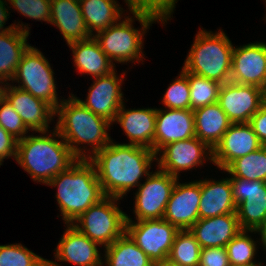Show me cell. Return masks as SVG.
I'll return each instance as SVG.
<instances>
[{
    "mask_svg": "<svg viewBox=\"0 0 266 266\" xmlns=\"http://www.w3.org/2000/svg\"><path fill=\"white\" fill-rule=\"evenodd\" d=\"M96 169L105 196L119 198L139 186L148 176L156 154L139 145L115 143L113 140L89 158Z\"/></svg>",
    "mask_w": 266,
    "mask_h": 266,
    "instance_id": "cell-1",
    "label": "cell"
},
{
    "mask_svg": "<svg viewBox=\"0 0 266 266\" xmlns=\"http://www.w3.org/2000/svg\"><path fill=\"white\" fill-rule=\"evenodd\" d=\"M172 10L157 3H140L138 2L131 10L132 17L124 16L125 19L120 20L107 29L97 32L94 38L98 41L101 50L108 58L117 63L140 62L144 59L142 49L144 46L143 36L146 30L150 29L153 22L162 24L167 23L173 14ZM140 22L142 28L133 27V19Z\"/></svg>",
    "mask_w": 266,
    "mask_h": 266,
    "instance_id": "cell-2",
    "label": "cell"
},
{
    "mask_svg": "<svg viewBox=\"0 0 266 266\" xmlns=\"http://www.w3.org/2000/svg\"><path fill=\"white\" fill-rule=\"evenodd\" d=\"M68 98L63 99L56 109L58 120L55 128L78 159H89L112 141L108 131L113 124L83 106L73 94ZM83 144L92 149L87 146L81 148ZM85 149L90 154L86 155Z\"/></svg>",
    "mask_w": 266,
    "mask_h": 266,
    "instance_id": "cell-3",
    "label": "cell"
},
{
    "mask_svg": "<svg viewBox=\"0 0 266 266\" xmlns=\"http://www.w3.org/2000/svg\"><path fill=\"white\" fill-rule=\"evenodd\" d=\"M26 135L18 140L15 160L35 182L48 184L60 172L68 169L78 158L72 153L56 128L53 133ZM58 139H56V138ZM61 141H60V140Z\"/></svg>",
    "mask_w": 266,
    "mask_h": 266,
    "instance_id": "cell-4",
    "label": "cell"
},
{
    "mask_svg": "<svg viewBox=\"0 0 266 266\" xmlns=\"http://www.w3.org/2000/svg\"><path fill=\"white\" fill-rule=\"evenodd\" d=\"M47 185L57 188L55 197L65 224H72L90 206L106 197L89 159H78Z\"/></svg>",
    "mask_w": 266,
    "mask_h": 266,
    "instance_id": "cell-5",
    "label": "cell"
},
{
    "mask_svg": "<svg viewBox=\"0 0 266 266\" xmlns=\"http://www.w3.org/2000/svg\"><path fill=\"white\" fill-rule=\"evenodd\" d=\"M233 47L223 31L199 30L182 70L224 84L230 81Z\"/></svg>",
    "mask_w": 266,
    "mask_h": 266,
    "instance_id": "cell-6",
    "label": "cell"
},
{
    "mask_svg": "<svg viewBox=\"0 0 266 266\" xmlns=\"http://www.w3.org/2000/svg\"><path fill=\"white\" fill-rule=\"evenodd\" d=\"M118 200L106 196L90 206L72 225L100 246H110L125 233L127 214L119 208Z\"/></svg>",
    "mask_w": 266,
    "mask_h": 266,
    "instance_id": "cell-7",
    "label": "cell"
},
{
    "mask_svg": "<svg viewBox=\"0 0 266 266\" xmlns=\"http://www.w3.org/2000/svg\"><path fill=\"white\" fill-rule=\"evenodd\" d=\"M53 71L42 52L34 46H29L22 55L11 81L20 83L16 87L45 101L56 110L63 99H58Z\"/></svg>",
    "mask_w": 266,
    "mask_h": 266,
    "instance_id": "cell-8",
    "label": "cell"
},
{
    "mask_svg": "<svg viewBox=\"0 0 266 266\" xmlns=\"http://www.w3.org/2000/svg\"><path fill=\"white\" fill-rule=\"evenodd\" d=\"M178 231L164 219L134 222L126 215L125 233L153 262L168 259Z\"/></svg>",
    "mask_w": 266,
    "mask_h": 266,
    "instance_id": "cell-9",
    "label": "cell"
},
{
    "mask_svg": "<svg viewBox=\"0 0 266 266\" xmlns=\"http://www.w3.org/2000/svg\"><path fill=\"white\" fill-rule=\"evenodd\" d=\"M179 178L160 169L151 172L135 192L136 221L163 219L172 190Z\"/></svg>",
    "mask_w": 266,
    "mask_h": 266,
    "instance_id": "cell-10",
    "label": "cell"
},
{
    "mask_svg": "<svg viewBox=\"0 0 266 266\" xmlns=\"http://www.w3.org/2000/svg\"><path fill=\"white\" fill-rule=\"evenodd\" d=\"M241 229L258 230L266 218V182L230 177Z\"/></svg>",
    "mask_w": 266,
    "mask_h": 266,
    "instance_id": "cell-11",
    "label": "cell"
},
{
    "mask_svg": "<svg viewBox=\"0 0 266 266\" xmlns=\"http://www.w3.org/2000/svg\"><path fill=\"white\" fill-rule=\"evenodd\" d=\"M204 159L213 162V150L195 136L167 144L157 152L155 162H158V169L180 178L182 170L202 166Z\"/></svg>",
    "mask_w": 266,
    "mask_h": 266,
    "instance_id": "cell-12",
    "label": "cell"
},
{
    "mask_svg": "<svg viewBox=\"0 0 266 266\" xmlns=\"http://www.w3.org/2000/svg\"><path fill=\"white\" fill-rule=\"evenodd\" d=\"M264 102L262 88L230 81L221 84L217 101L231 123H249Z\"/></svg>",
    "mask_w": 266,
    "mask_h": 266,
    "instance_id": "cell-13",
    "label": "cell"
},
{
    "mask_svg": "<svg viewBox=\"0 0 266 266\" xmlns=\"http://www.w3.org/2000/svg\"><path fill=\"white\" fill-rule=\"evenodd\" d=\"M230 82L266 89V43L233 47Z\"/></svg>",
    "mask_w": 266,
    "mask_h": 266,
    "instance_id": "cell-14",
    "label": "cell"
},
{
    "mask_svg": "<svg viewBox=\"0 0 266 266\" xmlns=\"http://www.w3.org/2000/svg\"><path fill=\"white\" fill-rule=\"evenodd\" d=\"M124 76L125 72L121 76H117L114 70L108 75L94 79L93 84L88 89L85 100L74 97L94 114L104 117L113 123L116 114L124 103L121 90Z\"/></svg>",
    "mask_w": 266,
    "mask_h": 266,
    "instance_id": "cell-15",
    "label": "cell"
},
{
    "mask_svg": "<svg viewBox=\"0 0 266 266\" xmlns=\"http://www.w3.org/2000/svg\"><path fill=\"white\" fill-rule=\"evenodd\" d=\"M61 239L55 249V262L47 260L48 266H61L57 261L72 263L76 266H103L100 245L81 233L72 224H66Z\"/></svg>",
    "mask_w": 266,
    "mask_h": 266,
    "instance_id": "cell-16",
    "label": "cell"
},
{
    "mask_svg": "<svg viewBox=\"0 0 266 266\" xmlns=\"http://www.w3.org/2000/svg\"><path fill=\"white\" fill-rule=\"evenodd\" d=\"M200 197V180L182 184L177 180L163 219L178 230H189L199 220Z\"/></svg>",
    "mask_w": 266,
    "mask_h": 266,
    "instance_id": "cell-17",
    "label": "cell"
},
{
    "mask_svg": "<svg viewBox=\"0 0 266 266\" xmlns=\"http://www.w3.org/2000/svg\"><path fill=\"white\" fill-rule=\"evenodd\" d=\"M3 96L30 131H49V124L56 115V110L51 105L10 83L5 84Z\"/></svg>",
    "mask_w": 266,
    "mask_h": 266,
    "instance_id": "cell-18",
    "label": "cell"
},
{
    "mask_svg": "<svg viewBox=\"0 0 266 266\" xmlns=\"http://www.w3.org/2000/svg\"><path fill=\"white\" fill-rule=\"evenodd\" d=\"M263 145L249 123H232L213 149V164L224 170L232 161Z\"/></svg>",
    "mask_w": 266,
    "mask_h": 266,
    "instance_id": "cell-19",
    "label": "cell"
},
{
    "mask_svg": "<svg viewBox=\"0 0 266 266\" xmlns=\"http://www.w3.org/2000/svg\"><path fill=\"white\" fill-rule=\"evenodd\" d=\"M195 137L194 112L191 109H157L154 147L157 152L169 143Z\"/></svg>",
    "mask_w": 266,
    "mask_h": 266,
    "instance_id": "cell-20",
    "label": "cell"
},
{
    "mask_svg": "<svg viewBox=\"0 0 266 266\" xmlns=\"http://www.w3.org/2000/svg\"><path fill=\"white\" fill-rule=\"evenodd\" d=\"M157 108L125 109L120 107L113 122L120 124L129 138L130 145H139L152 149L156 128Z\"/></svg>",
    "mask_w": 266,
    "mask_h": 266,
    "instance_id": "cell-21",
    "label": "cell"
},
{
    "mask_svg": "<svg viewBox=\"0 0 266 266\" xmlns=\"http://www.w3.org/2000/svg\"><path fill=\"white\" fill-rule=\"evenodd\" d=\"M201 248L225 247L240 231L237 212L199 219L190 229Z\"/></svg>",
    "mask_w": 266,
    "mask_h": 266,
    "instance_id": "cell-22",
    "label": "cell"
},
{
    "mask_svg": "<svg viewBox=\"0 0 266 266\" xmlns=\"http://www.w3.org/2000/svg\"><path fill=\"white\" fill-rule=\"evenodd\" d=\"M49 23L59 29L67 45L92 37L77 0H51Z\"/></svg>",
    "mask_w": 266,
    "mask_h": 266,
    "instance_id": "cell-23",
    "label": "cell"
},
{
    "mask_svg": "<svg viewBox=\"0 0 266 266\" xmlns=\"http://www.w3.org/2000/svg\"><path fill=\"white\" fill-rule=\"evenodd\" d=\"M199 219L212 218L237 211L230 178L200 180Z\"/></svg>",
    "mask_w": 266,
    "mask_h": 266,
    "instance_id": "cell-24",
    "label": "cell"
},
{
    "mask_svg": "<svg viewBox=\"0 0 266 266\" xmlns=\"http://www.w3.org/2000/svg\"><path fill=\"white\" fill-rule=\"evenodd\" d=\"M73 52V61L80 74L98 78L115 70V63L101 50L94 36L83 41L68 44Z\"/></svg>",
    "mask_w": 266,
    "mask_h": 266,
    "instance_id": "cell-25",
    "label": "cell"
},
{
    "mask_svg": "<svg viewBox=\"0 0 266 266\" xmlns=\"http://www.w3.org/2000/svg\"><path fill=\"white\" fill-rule=\"evenodd\" d=\"M193 112L195 136L213 150L232 123L217 102L196 108Z\"/></svg>",
    "mask_w": 266,
    "mask_h": 266,
    "instance_id": "cell-26",
    "label": "cell"
},
{
    "mask_svg": "<svg viewBox=\"0 0 266 266\" xmlns=\"http://www.w3.org/2000/svg\"><path fill=\"white\" fill-rule=\"evenodd\" d=\"M28 36L18 28L0 33V80L6 84L13 79L22 55L30 46Z\"/></svg>",
    "mask_w": 266,
    "mask_h": 266,
    "instance_id": "cell-27",
    "label": "cell"
},
{
    "mask_svg": "<svg viewBox=\"0 0 266 266\" xmlns=\"http://www.w3.org/2000/svg\"><path fill=\"white\" fill-rule=\"evenodd\" d=\"M79 3L86 27L92 36L94 32L96 34L119 22L125 11L116 0H80Z\"/></svg>",
    "mask_w": 266,
    "mask_h": 266,
    "instance_id": "cell-28",
    "label": "cell"
},
{
    "mask_svg": "<svg viewBox=\"0 0 266 266\" xmlns=\"http://www.w3.org/2000/svg\"><path fill=\"white\" fill-rule=\"evenodd\" d=\"M103 266H153V261L124 233L104 249Z\"/></svg>",
    "mask_w": 266,
    "mask_h": 266,
    "instance_id": "cell-29",
    "label": "cell"
},
{
    "mask_svg": "<svg viewBox=\"0 0 266 266\" xmlns=\"http://www.w3.org/2000/svg\"><path fill=\"white\" fill-rule=\"evenodd\" d=\"M223 171L233 177L266 182V146L237 158Z\"/></svg>",
    "mask_w": 266,
    "mask_h": 266,
    "instance_id": "cell-30",
    "label": "cell"
},
{
    "mask_svg": "<svg viewBox=\"0 0 266 266\" xmlns=\"http://www.w3.org/2000/svg\"><path fill=\"white\" fill-rule=\"evenodd\" d=\"M201 247L190 230H179L168 259L178 266H198Z\"/></svg>",
    "mask_w": 266,
    "mask_h": 266,
    "instance_id": "cell-31",
    "label": "cell"
},
{
    "mask_svg": "<svg viewBox=\"0 0 266 266\" xmlns=\"http://www.w3.org/2000/svg\"><path fill=\"white\" fill-rule=\"evenodd\" d=\"M190 88V109L214 104L218 101L221 84L205 77L188 73Z\"/></svg>",
    "mask_w": 266,
    "mask_h": 266,
    "instance_id": "cell-32",
    "label": "cell"
},
{
    "mask_svg": "<svg viewBox=\"0 0 266 266\" xmlns=\"http://www.w3.org/2000/svg\"><path fill=\"white\" fill-rule=\"evenodd\" d=\"M256 233L257 230L241 229V231L231 239L225 246L229 262L233 265H243L255 263L257 254V244L248 233Z\"/></svg>",
    "mask_w": 266,
    "mask_h": 266,
    "instance_id": "cell-33",
    "label": "cell"
},
{
    "mask_svg": "<svg viewBox=\"0 0 266 266\" xmlns=\"http://www.w3.org/2000/svg\"><path fill=\"white\" fill-rule=\"evenodd\" d=\"M0 266H48L47 259L20 243L0 245Z\"/></svg>",
    "mask_w": 266,
    "mask_h": 266,
    "instance_id": "cell-34",
    "label": "cell"
},
{
    "mask_svg": "<svg viewBox=\"0 0 266 266\" xmlns=\"http://www.w3.org/2000/svg\"><path fill=\"white\" fill-rule=\"evenodd\" d=\"M177 79H174L164 96L162 102L168 109H190V88L188 72L181 70Z\"/></svg>",
    "mask_w": 266,
    "mask_h": 266,
    "instance_id": "cell-35",
    "label": "cell"
},
{
    "mask_svg": "<svg viewBox=\"0 0 266 266\" xmlns=\"http://www.w3.org/2000/svg\"><path fill=\"white\" fill-rule=\"evenodd\" d=\"M0 126L17 140L30 131L4 96L0 99Z\"/></svg>",
    "mask_w": 266,
    "mask_h": 266,
    "instance_id": "cell-36",
    "label": "cell"
},
{
    "mask_svg": "<svg viewBox=\"0 0 266 266\" xmlns=\"http://www.w3.org/2000/svg\"><path fill=\"white\" fill-rule=\"evenodd\" d=\"M23 16L37 21L50 22L51 0H8Z\"/></svg>",
    "mask_w": 266,
    "mask_h": 266,
    "instance_id": "cell-37",
    "label": "cell"
},
{
    "mask_svg": "<svg viewBox=\"0 0 266 266\" xmlns=\"http://www.w3.org/2000/svg\"><path fill=\"white\" fill-rule=\"evenodd\" d=\"M198 266H230L226 248H201Z\"/></svg>",
    "mask_w": 266,
    "mask_h": 266,
    "instance_id": "cell-38",
    "label": "cell"
},
{
    "mask_svg": "<svg viewBox=\"0 0 266 266\" xmlns=\"http://www.w3.org/2000/svg\"><path fill=\"white\" fill-rule=\"evenodd\" d=\"M17 142V139L0 126V166L5 158L13 157L15 160Z\"/></svg>",
    "mask_w": 266,
    "mask_h": 266,
    "instance_id": "cell-39",
    "label": "cell"
},
{
    "mask_svg": "<svg viewBox=\"0 0 266 266\" xmlns=\"http://www.w3.org/2000/svg\"><path fill=\"white\" fill-rule=\"evenodd\" d=\"M249 124L257 135L260 143L266 146V103L264 102L259 110L251 117Z\"/></svg>",
    "mask_w": 266,
    "mask_h": 266,
    "instance_id": "cell-40",
    "label": "cell"
},
{
    "mask_svg": "<svg viewBox=\"0 0 266 266\" xmlns=\"http://www.w3.org/2000/svg\"><path fill=\"white\" fill-rule=\"evenodd\" d=\"M7 3H8V0L7 2L6 0L5 1L0 0V33H4L6 31H10L12 29L18 28L20 31H23L29 34L30 28L28 27V24L27 25H24L23 23L20 24V21L17 24L13 23L7 28L6 27L4 28V25L6 24L5 22L7 21V19L9 18V14L11 13L8 11L9 8L8 7L6 8Z\"/></svg>",
    "mask_w": 266,
    "mask_h": 266,
    "instance_id": "cell-41",
    "label": "cell"
},
{
    "mask_svg": "<svg viewBox=\"0 0 266 266\" xmlns=\"http://www.w3.org/2000/svg\"><path fill=\"white\" fill-rule=\"evenodd\" d=\"M177 0H150V3H157L160 4L164 7H166L168 10H174L175 9V4Z\"/></svg>",
    "mask_w": 266,
    "mask_h": 266,
    "instance_id": "cell-42",
    "label": "cell"
},
{
    "mask_svg": "<svg viewBox=\"0 0 266 266\" xmlns=\"http://www.w3.org/2000/svg\"><path fill=\"white\" fill-rule=\"evenodd\" d=\"M258 232L260 234L259 240L262 242L260 244H262L261 246L264 247L263 249L266 251V218L264 223L258 228L257 233Z\"/></svg>",
    "mask_w": 266,
    "mask_h": 266,
    "instance_id": "cell-43",
    "label": "cell"
},
{
    "mask_svg": "<svg viewBox=\"0 0 266 266\" xmlns=\"http://www.w3.org/2000/svg\"><path fill=\"white\" fill-rule=\"evenodd\" d=\"M153 266H178L176 263L171 262L169 259L153 262Z\"/></svg>",
    "mask_w": 266,
    "mask_h": 266,
    "instance_id": "cell-44",
    "label": "cell"
},
{
    "mask_svg": "<svg viewBox=\"0 0 266 266\" xmlns=\"http://www.w3.org/2000/svg\"><path fill=\"white\" fill-rule=\"evenodd\" d=\"M230 266H264V264L262 265V262L260 263H252V264H243V265H233V264H230Z\"/></svg>",
    "mask_w": 266,
    "mask_h": 266,
    "instance_id": "cell-45",
    "label": "cell"
},
{
    "mask_svg": "<svg viewBox=\"0 0 266 266\" xmlns=\"http://www.w3.org/2000/svg\"><path fill=\"white\" fill-rule=\"evenodd\" d=\"M5 84L6 83H4L3 81L0 80V99L3 97V92H4Z\"/></svg>",
    "mask_w": 266,
    "mask_h": 266,
    "instance_id": "cell-46",
    "label": "cell"
},
{
    "mask_svg": "<svg viewBox=\"0 0 266 266\" xmlns=\"http://www.w3.org/2000/svg\"><path fill=\"white\" fill-rule=\"evenodd\" d=\"M137 2H140V3H150V0H137Z\"/></svg>",
    "mask_w": 266,
    "mask_h": 266,
    "instance_id": "cell-47",
    "label": "cell"
},
{
    "mask_svg": "<svg viewBox=\"0 0 266 266\" xmlns=\"http://www.w3.org/2000/svg\"><path fill=\"white\" fill-rule=\"evenodd\" d=\"M264 98H265V103H266V89L264 90Z\"/></svg>",
    "mask_w": 266,
    "mask_h": 266,
    "instance_id": "cell-48",
    "label": "cell"
}]
</instances>
